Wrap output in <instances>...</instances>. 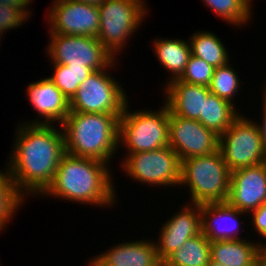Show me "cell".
<instances>
[{
	"mask_svg": "<svg viewBox=\"0 0 266 266\" xmlns=\"http://www.w3.org/2000/svg\"><path fill=\"white\" fill-rule=\"evenodd\" d=\"M218 150L231 172L266 162L257 125L244 114L219 137Z\"/></svg>",
	"mask_w": 266,
	"mask_h": 266,
	"instance_id": "ba28073f",
	"label": "cell"
},
{
	"mask_svg": "<svg viewBox=\"0 0 266 266\" xmlns=\"http://www.w3.org/2000/svg\"><path fill=\"white\" fill-rule=\"evenodd\" d=\"M18 126L6 166L16 187L25 196L41 195L52 183L60 160L66 153L64 132L62 127L59 130L54 124L26 122Z\"/></svg>",
	"mask_w": 266,
	"mask_h": 266,
	"instance_id": "6da1fadb",
	"label": "cell"
},
{
	"mask_svg": "<svg viewBox=\"0 0 266 266\" xmlns=\"http://www.w3.org/2000/svg\"><path fill=\"white\" fill-rule=\"evenodd\" d=\"M47 13L50 31L63 35L96 37L100 26L98 6L78 1L53 0Z\"/></svg>",
	"mask_w": 266,
	"mask_h": 266,
	"instance_id": "7c38bea8",
	"label": "cell"
},
{
	"mask_svg": "<svg viewBox=\"0 0 266 266\" xmlns=\"http://www.w3.org/2000/svg\"><path fill=\"white\" fill-rule=\"evenodd\" d=\"M96 257L106 266H163L155 241L147 239L116 244Z\"/></svg>",
	"mask_w": 266,
	"mask_h": 266,
	"instance_id": "ac0fdd59",
	"label": "cell"
},
{
	"mask_svg": "<svg viewBox=\"0 0 266 266\" xmlns=\"http://www.w3.org/2000/svg\"><path fill=\"white\" fill-rule=\"evenodd\" d=\"M5 169L4 172L0 171V231L7 227L18 207L24 205V199H27L16 187L8 168Z\"/></svg>",
	"mask_w": 266,
	"mask_h": 266,
	"instance_id": "cb8c5ba5",
	"label": "cell"
},
{
	"mask_svg": "<svg viewBox=\"0 0 266 266\" xmlns=\"http://www.w3.org/2000/svg\"><path fill=\"white\" fill-rule=\"evenodd\" d=\"M207 266H225V265L218 263V262H215V261L210 259V262Z\"/></svg>",
	"mask_w": 266,
	"mask_h": 266,
	"instance_id": "d590c367",
	"label": "cell"
},
{
	"mask_svg": "<svg viewBox=\"0 0 266 266\" xmlns=\"http://www.w3.org/2000/svg\"><path fill=\"white\" fill-rule=\"evenodd\" d=\"M203 2L230 25L244 26L252 18V0H203Z\"/></svg>",
	"mask_w": 266,
	"mask_h": 266,
	"instance_id": "484cf974",
	"label": "cell"
},
{
	"mask_svg": "<svg viewBox=\"0 0 266 266\" xmlns=\"http://www.w3.org/2000/svg\"><path fill=\"white\" fill-rule=\"evenodd\" d=\"M34 82L28 84L27 97L34 111L44 120L36 118L28 124L53 125L56 121L61 125L70 112L69 100L48 77Z\"/></svg>",
	"mask_w": 266,
	"mask_h": 266,
	"instance_id": "9a60e30c",
	"label": "cell"
},
{
	"mask_svg": "<svg viewBox=\"0 0 266 266\" xmlns=\"http://www.w3.org/2000/svg\"><path fill=\"white\" fill-rule=\"evenodd\" d=\"M214 69L212 65L203 59L190 55L185 71L179 80L188 84L209 87Z\"/></svg>",
	"mask_w": 266,
	"mask_h": 266,
	"instance_id": "83f0119b",
	"label": "cell"
},
{
	"mask_svg": "<svg viewBox=\"0 0 266 266\" xmlns=\"http://www.w3.org/2000/svg\"><path fill=\"white\" fill-rule=\"evenodd\" d=\"M129 102L119 118V145L127 154L154 151L169 145V108L167 104L156 112L130 111ZM121 142V143H120Z\"/></svg>",
	"mask_w": 266,
	"mask_h": 266,
	"instance_id": "5b68a950",
	"label": "cell"
},
{
	"mask_svg": "<svg viewBox=\"0 0 266 266\" xmlns=\"http://www.w3.org/2000/svg\"><path fill=\"white\" fill-rule=\"evenodd\" d=\"M260 244L244 239L214 241L210 243L211 260L225 266H256Z\"/></svg>",
	"mask_w": 266,
	"mask_h": 266,
	"instance_id": "d6986e66",
	"label": "cell"
},
{
	"mask_svg": "<svg viewBox=\"0 0 266 266\" xmlns=\"http://www.w3.org/2000/svg\"><path fill=\"white\" fill-rule=\"evenodd\" d=\"M28 20L26 19L18 10L9 6H0V37L4 35L11 29H16L17 27L23 25V23Z\"/></svg>",
	"mask_w": 266,
	"mask_h": 266,
	"instance_id": "f1b7e54d",
	"label": "cell"
},
{
	"mask_svg": "<svg viewBox=\"0 0 266 266\" xmlns=\"http://www.w3.org/2000/svg\"><path fill=\"white\" fill-rule=\"evenodd\" d=\"M109 168V164L99 160L65 153L52 183L41 195L101 208L102 205L110 207L117 201V194Z\"/></svg>",
	"mask_w": 266,
	"mask_h": 266,
	"instance_id": "7a4b0ae2",
	"label": "cell"
},
{
	"mask_svg": "<svg viewBox=\"0 0 266 266\" xmlns=\"http://www.w3.org/2000/svg\"><path fill=\"white\" fill-rule=\"evenodd\" d=\"M69 1H78L89 5L99 6L102 4L105 0H69Z\"/></svg>",
	"mask_w": 266,
	"mask_h": 266,
	"instance_id": "836d02e7",
	"label": "cell"
},
{
	"mask_svg": "<svg viewBox=\"0 0 266 266\" xmlns=\"http://www.w3.org/2000/svg\"><path fill=\"white\" fill-rule=\"evenodd\" d=\"M50 34L46 53L51 64L87 66L97 71L106 69L116 59L96 37Z\"/></svg>",
	"mask_w": 266,
	"mask_h": 266,
	"instance_id": "30bf717a",
	"label": "cell"
},
{
	"mask_svg": "<svg viewBox=\"0 0 266 266\" xmlns=\"http://www.w3.org/2000/svg\"><path fill=\"white\" fill-rule=\"evenodd\" d=\"M263 244H260L259 247V264L261 266H266V242Z\"/></svg>",
	"mask_w": 266,
	"mask_h": 266,
	"instance_id": "d6a6232c",
	"label": "cell"
},
{
	"mask_svg": "<svg viewBox=\"0 0 266 266\" xmlns=\"http://www.w3.org/2000/svg\"><path fill=\"white\" fill-rule=\"evenodd\" d=\"M227 202L247 214L266 202V162L231 172Z\"/></svg>",
	"mask_w": 266,
	"mask_h": 266,
	"instance_id": "4fadbf2b",
	"label": "cell"
},
{
	"mask_svg": "<svg viewBox=\"0 0 266 266\" xmlns=\"http://www.w3.org/2000/svg\"><path fill=\"white\" fill-rule=\"evenodd\" d=\"M126 156L123 157L121 166L130 178L157 187L179 185L181 160L169 145L158 150L126 154Z\"/></svg>",
	"mask_w": 266,
	"mask_h": 266,
	"instance_id": "9c48e42d",
	"label": "cell"
},
{
	"mask_svg": "<svg viewBox=\"0 0 266 266\" xmlns=\"http://www.w3.org/2000/svg\"><path fill=\"white\" fill-rule=\"evenodd\" d=\"M168 219L160 229L155 243L159 259L163 262L175 250H178L189 238L201 232L200 204L187 203ZM195 206V207H194Z\"/></svg>",
	"mask_w": 266,
	"mask_h": 266,
	"instance_id": "5bb4252c",
	"label": "cell"
},
{
	"mask_svg": "<svg viewBox=\"0 0 266 266\" xmlns=\"http://www.w3.org/2000/svg\"><path fill=\"white\" fill-rule=\"evenodd\" d=\"M116 60L106 69L94 71L79 85V89L69 100L70 112L123 113L128 96L121 84L106 71L108 68L113 69Z\"/></svg>",
	"mask_w": 266,
	"mask_h": 266,
	"instance_id": "52a82bcc",
	"label": "cell"
},
{
	"mask_svg": "<svg viewBox=\"0 0 266 266\" xmlns=\"http://www.w3.org/2000/svg\"><path fill=\"white\" fill-rule=\"evenodd\" d=\"M231 171L220 151L181 161L180 187L190 189L191 202L196 204L227 202Z\"/></svg>",
	"mask_w": 266,
	"mask_h": 266,
	"instance_id": "277c9868",
	"label": "cell"
},
{
	"mask_svg": "<svg viewBox=\"0 0 266 266\" xmlns=\"http://www.w3.org/2000/svg\"><path fill=\"white\" fill-rule=\"evenodd\" d=\"M210 243L200 232L170 254L163 261V266H207L211 259Z\"/></svg>",
	"mask_w": 266,
	"mask_h": 266,
	"instance_id": "7402d4cb",
	"label": "cell"
},
{
	"mask_svg": "<svg viewBox=\"0 0 266 266\" xmlns=\"http://www.w3.org/2000/svg\"><path fill=\"white\" fill-rule=\"evenodd\" d=\"M229 64L230 62L214 69L209 91L234 104L233 100L240 88L241 81L235 68Z\"/></svg>",
	"mask_w": 266,
	"mask_h": 266,
	"instance_id": "4316f807",
	"label": "cell"
},
{
	"mask_svg": "<svg viewBox=\"0 0 266 266\" xmlns=\"http://www.w3.org/2000/svg\"><path fill=\"white\" fill-rule=\"evenodd\" d=\"M235 109L234 104L210 92L198 121L220 137L241 114Z\"/></svg>",
	"mask_w": 266,
	"mask_h": 266,
	"instance_id": "44dd1931",
	"label": "cell"
},
{
	"mask_svg": "<svg viewBox=\"0 0 266 266\" xmlns=\"http://www.w3.org/2000/svg\"><path fill=\"white\" fill-rule=\"evenodd\" d=\"M189 39L191 55L203 59L214 68L226 65L230 61L224 42L214 33L196 31Z\"/></svg>",
	"mask_w": 266,
	"mask_h": 266,
	"instance_id": "603a6c76",
	"label": "cell"
},
{
	"mask_svg": "<svg viewBox=\"0 0 266 266\" xmlns=\"http://www.w3.org/2000/svg\"><path fill=\"white\" fill-rule=\"evenodd\" d=\"M34 0H0V6H9L12 7L16 10H18L26 19L31 16L32 12L29 11L30 9H28V5L32 4L30 2H32Z\"/></svg>",
	"mask_w": 266,
	"mask_h": 266,
	"instance_id": "4dcf8cb0",
	"label": "cell"
},
{
	"mask_svg": "<svg viewBox=\"0 0 266 266\" xmlns=\"http://www.w3.org/2000/svg\"><path fill=\"white\" fill-rule=\"evenodd\" d=\"M90 262H88V266H106L103 262L100 261V259H98L96 256H94V258H90L89 260Z\"/></svg>",
	"mask_w": 266,
	"mask_h": 266,
	"instance_id": "e575fe53",
	"label": "cell"
},
{
	"mask_svg": "<svg viewBox=\"0 0 266 266\" xmlns=\"http://www.w3.org/2000/svg\"><path fill=\"white\" fill-rule=\"evenodd\" d=\"M251 214L255 231L266 239V202Z\"/></svg>",
	"mask_w": 266,
	"mask_h": 266,
	"instance_id": "f546056e",
	"label": "cell"
},
{
	"mask_svg": "<svg viewBox=\"0 0 266 266\" xmlns=\"http://www.w3.org/2000/svg\"><path fill=\"white\" fill-rule=\"evenodd\" d=\"M266 88V87H265ZM264 95H263V117H262V124H260L259 122L258 123H255L257 125V128L259 130V134L261 136V140H262V147H263V150H264V153L266 155V89L264 90Z\"/></svg>",
	"mask_w": 266,
	"mask_h": 266,
	"instance_id": "1f68e13d",
	"label": "cell"
},
{
	"mask_svg": "<svg viewBox=\"0 0 266 266\" xmlns=\"http://www.w3.org/2000/svg\"><path fill=\"white\" fill-rule=\"evenodd\" d=\"M100 26L96 38L116 57L141 26L146 14L144 0H105L98 6ZM136 30V31H135ZM129 37V38H128Z\"/></svg>",
	"mask_w": 266,
	"mask_h": 266,
	"instance_id": "8992f818",
	"label": "cell"
},
{
	"mask_svg": "<svg viewBox=\"0 0 266 266\" xmlns=\"http://www.w3.org/2000/svg\"><path fill=\"white\" fill-rule=\"evenodd\" d=\"M164 91V101L170 112L191 120H198L203 115L204 101L210 93L209 87L188 84L179 79L168 82Z\"/></svg>",
	"mask_w": 266,
	"mask_h": 266,
	"instance_id": "e0dca14e",
	"label": "cell"
},
{
	"mask_svg": "<svg viewBox=\"0 0 266 266\" xmlns=\"http://www.w3.org/2000/svg\"><path fill=\"white\" fill-rule=\"evenodd\" d=\"M54 71L48 78L55 86L70 100L79 85L94 71L87 66H66L63 64H52Z\"/></svg>",
	"mask_w": 266,
	"mask_h": 266,
	"instance_id": "d4e9b609",
	"label": "cell"
},
{
	"mask_svg": "<svg viewBox=\"0 0 266 266\" xmlns=\"http://www.w3.org/2000/svg\"><path fill=\"white\" fill-rule=\"evenodd\" d=\"M154 49L156 58L163 65L171 77L167 80L171 82L173 80L179 79L184 73L186 64L191 55V47L189 41L180 39H154Z\"/></svg>",
	"mask_w": 266,
	"mask_h": 266,
	"instance_id": "ffe728a7",
	"label": "cell"
},
{
	"mask_svg": "<svg viewBox=\"0 0 266 266\" xmlns=\"http://www.w3.org/2000/svg\"><path fill=\"white\" fill-rule=\"evenodd\" d=\"M243 214L247 213L231 206L228 202L201 204V233L210 242L240 240L242 238L238 230L241 224L238 215Z\"/></svg>",
	"mask_w": 266,
	"mask_h": 266,
	"instance_id": "2e32d148",
	"label": "cell"
},
{
	"mask_svg": "<svg viewBox=\"0 0 266 266\" xmlns=\"http://www.w3.org/2000/svg\"><path fill=\"white\" fill-rule=\"evenodd\" d=\"M169 146L182 161L218 151L219 136L200 121L182 118L169 110Z\"/></svg>",
	"mask_w": 266,
	"mask_h": 266,
	"instance_id": "8fae6325",
	"label": "cell"
},
{
	"mask_svg": "<svg viewBox=\"0 0 266 266\" xmlns=\"http://www.w3.org/2000/svg\"><path fill=\"white\" fill-rule=\"evenodd\" d=\"M122 114L69 112L60 125L65 152L109 164L119 149V118Z\"/></svg>",
	"mask_w": 266,
	"mask_h": 266,
	"instance_id": "3957f363",
	"label": "cell"
}]
</instances>
